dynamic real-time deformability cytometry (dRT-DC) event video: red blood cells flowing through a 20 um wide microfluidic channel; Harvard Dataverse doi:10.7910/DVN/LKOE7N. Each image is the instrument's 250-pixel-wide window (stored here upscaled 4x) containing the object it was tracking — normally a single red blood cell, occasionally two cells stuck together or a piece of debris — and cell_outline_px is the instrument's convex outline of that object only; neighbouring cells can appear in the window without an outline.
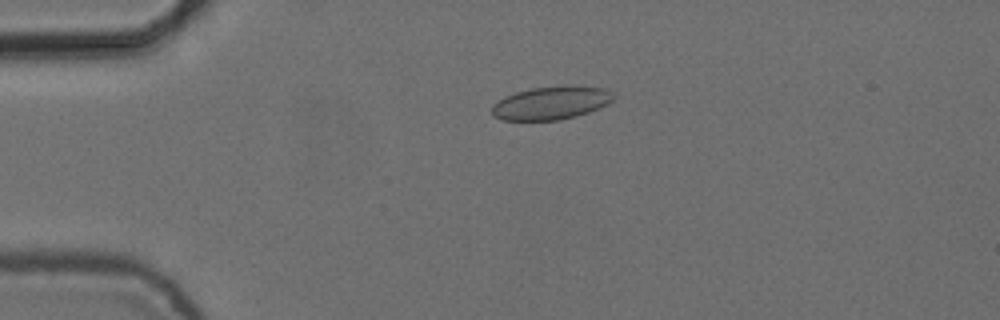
{"species": "common noctule bat (a hibernating species)", "species_latin": "Nyctalus noctula", "temperature_condition": "cold", "stored_images_in_passage": 4, "camera_frame_rate_fps": 3000, "um_per_image_px": 0.085, "animal": {"sex": "female", "body_mass_g": 24.6, "forearm_length_mm": 56.2}, "frame": {"image": 1, "passage_image": 3, "time_ms": 0.667, "image_size_px": [1000, 320], "cell_outline_px": [[616, 96], [608, 104], [600, 108], [576, 116], [560, 120], [500, 120], [492, 116], [492, 104], [504, 96], [516, 92], [532, 88], [568, 84], [604, 88], [612, 92]], "centroid_in_image_um": [46.85, 8.74], "position_along_channel_um": 38.1, "area_um2": 23.93}}